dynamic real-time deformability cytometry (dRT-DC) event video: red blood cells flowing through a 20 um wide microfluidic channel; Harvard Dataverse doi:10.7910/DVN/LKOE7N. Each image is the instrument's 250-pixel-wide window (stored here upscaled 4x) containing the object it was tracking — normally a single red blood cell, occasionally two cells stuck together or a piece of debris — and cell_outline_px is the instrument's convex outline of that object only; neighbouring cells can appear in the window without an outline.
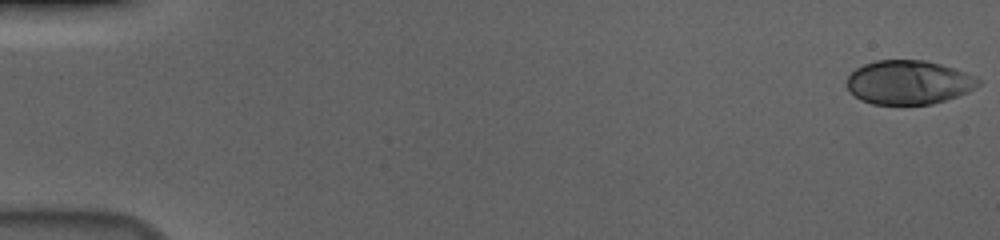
{"species": "human", "species_latin": "Homo sapiens", "temperature_condition": "cold", "stored_images_in_passage": 56, "camera_frame_rate_fps": 3000, "um_per_image_px": 0.085, "donor": {"sex": "male"}, "frame": {"image": 1, "passage_image": 1, "time_ms": 0.0, "image_size_px": [1000, 240], "cell_outline_px": [[984, 80], [980, 84], [968, 92], [932, 104], [872, 104], [860, 100], [844, 84], [848, 76], [856, 68], [864, 64], [876, 60], [924, 60], [956, 68]], "centroid_in_image_um": [77.24, 6.99], "position_along_channel_um": 7.8, "area_um2": 33.81}}
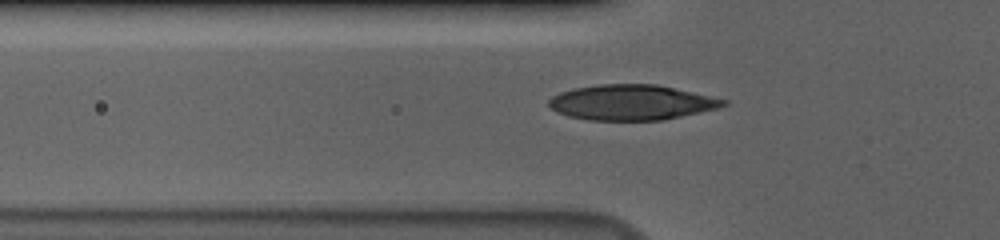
{"frame": {"image": 2, "passage_image": 20, "time_ms": 6.333, "image_size_px": [1000, 240], "cell_outline_px": [[728, 104], [716, 108], [700, 112], [664, 120], [588, 120], [568, 116], [556, 112], [548, 108], [548, 100], [552, 96], [560, 92], [572, 88], [600, 84], [656, 84], [728, 100]], "centroid_in_image_um": [53.62, 8.71], "position_along_channel_um": 72.2, "area_um2": 35.95}}
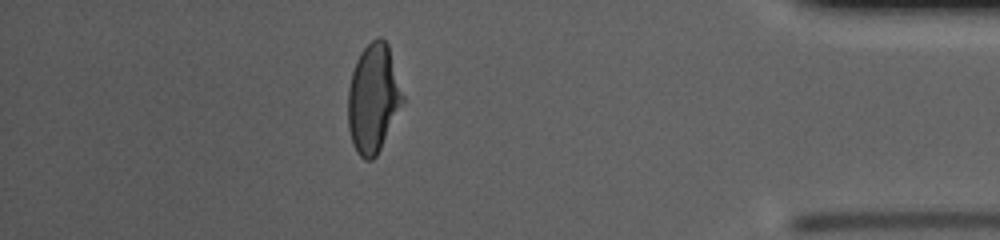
{"frame": {"image": 3, "passage_image": 50, "time_ms": 16.333, "image_size_px": [1000, 240], "cell_outline_px": [[404, 100], [376, 156], [372, 160], [364, 160], [356, 152], [352, 144], [348, 128], [348, 88], [352, 72], [356, 60], [360, 52], [372, 40], [380, 36], [388, 44], [404, 96]], "centroid_in_image_um": [31.71, 8.36], "position_along_channel_um": 403.5, "area_um2": 34.51}, "authors_computed_cell_mechanics": {"area_um2": 34.9112, "velocity_mm_per_s": 3.6994, "shape_relaxation_time_tau1_ms": 3.9791, "shape_relaxation_time_tau2_ms": null, "deformation_change_tau1": 0.1795, "deformation_change_tau2": null}}